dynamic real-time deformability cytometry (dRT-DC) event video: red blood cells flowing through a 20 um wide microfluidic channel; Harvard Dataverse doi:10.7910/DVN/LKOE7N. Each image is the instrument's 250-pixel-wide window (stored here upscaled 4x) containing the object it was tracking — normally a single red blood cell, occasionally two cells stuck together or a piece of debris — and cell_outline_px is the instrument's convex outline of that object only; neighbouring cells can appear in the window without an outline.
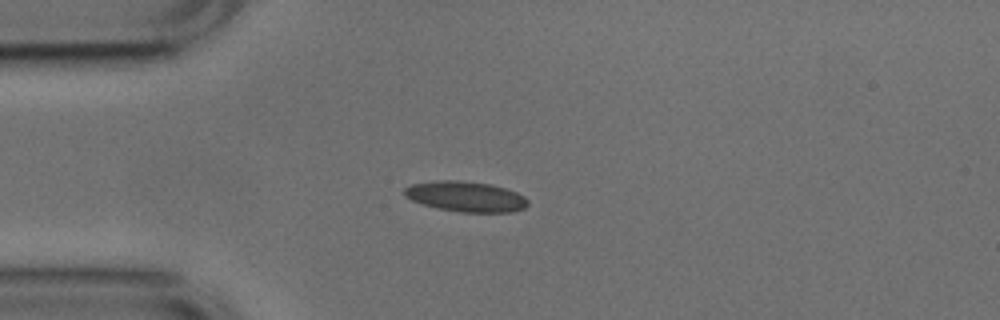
{"species": "common noctule bat (a hibernating species)", "species_latin": "Nyctalus noctula", "temperature_condition": "cold", "stored_images_in_passage": 51, "camera_frame_rate_fps": 3000, "um_per_image_px": 0.085, "animal": {"sex": "male", "body_mass_g": 17.9, "forearm_length_mm": 54.2}, "frame": {"image": 1, "passage_image": 12, "time_ms": 3.667, "image_size_px": [1000, 320], "cell_outline_px": [[528, 204], [524, 208], [512, 212], [460, 212], [436, 208], [412, 200], [404, 196], [404, 188], [412, 184], [436, 180], [456, 180], [488, 184], [504, 188], [516, 192], [524, 196], [528, 200]], "centroid_in_image_um": [39.58, 16.71], "position_along_channel_um": 45.4, "area_um2": 21.73}}
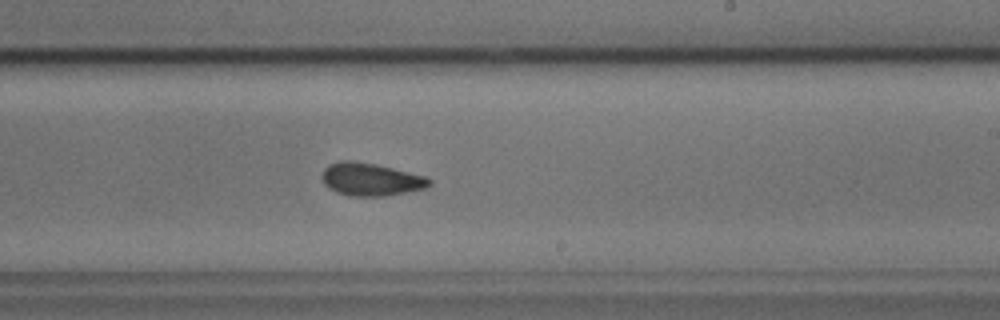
{"frame": {"image": 2, "passage_image": 30, "time_ms": 9.667, "image_size_px": [1000, 320], "cell_outline_px": [[432, 184], [428, 188], [384, 196], [348, 196], [336, 192], [328, 188], [324, 184], [324, 168], [328, 164], [340, 160], [352, 160], [376, 164], [424, 176], [432, 180]], "centroid_in_image_um": [31.52, 15.25], "position_along_channel_um": 257.5, "area_um2": 20.52}}
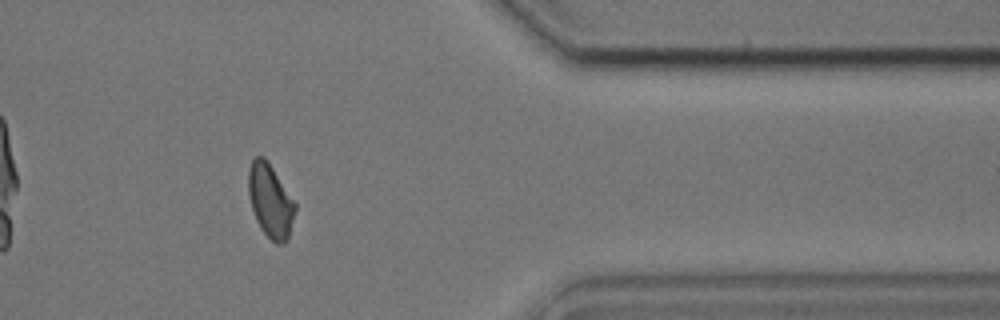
{"frame": {"image": 3, "passage_image": 42, "time_ms": 13.667, "image_size_px": [1000, 320], "cell_outline_px": [[296, 208], [288, 236], [284, 244], [276, 244], [260, 228], [256, 220], [252, 208], [248, 192], [248, 168], [252, 160], [256, 156], [264, 156], [296, 204]], "centroid_in_image_um": [22.96, 17.06], "position_along_channel_um": 388.4, "area_um2": 19.65}, "authors_computed_cell_mechanics": {"area_um2": 20.519, "velocity_mm_per_s": 3.7823, "shape_relaxation_time_tau1_ms": 4.1845, "shape_relaxation_time_tau2_ms": 2.2565, "deformation_change_tau1": 0.1067, "deformation_change_tau2": 0.0875}}